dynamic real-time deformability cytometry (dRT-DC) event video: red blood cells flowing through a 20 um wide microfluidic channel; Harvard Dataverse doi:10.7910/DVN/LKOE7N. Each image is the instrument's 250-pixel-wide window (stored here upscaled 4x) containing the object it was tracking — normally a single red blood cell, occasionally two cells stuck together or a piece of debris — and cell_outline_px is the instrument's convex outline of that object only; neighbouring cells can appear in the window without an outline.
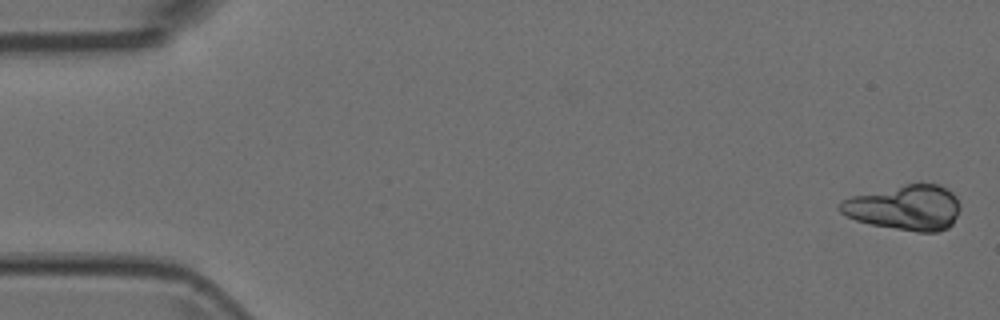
{"species": "Egyptian fruit bat (a non-hibernating species)", "species_latin": "Rousettus aegyptiacus", "temperature_condition": "room temperature", "stored_images_in_passage": 5, "camera_frame_rate_fps": 3000, "um_per_image_px": 0.085, "animal": {"sex": "female"}, "frame": {"image": 1, "passage_image": 1, "time_ms": 0.0, "image_size_px": [1000, 320], "cell_outline_px": [[960, 208], [952, 224], [948, 228], [936, 232], [916, 232], [872, 224], [856, 220], [840, 212], [836, 208], [836, 204], [840, 200], [852, 196], [904, 184], [936, 184], [952, 192], [956, 196], [960, 204]], "centroid_in_image_um": [76.89, 17.65], "position_along_channel_um": 8.1, "area_um2": 31.62}}